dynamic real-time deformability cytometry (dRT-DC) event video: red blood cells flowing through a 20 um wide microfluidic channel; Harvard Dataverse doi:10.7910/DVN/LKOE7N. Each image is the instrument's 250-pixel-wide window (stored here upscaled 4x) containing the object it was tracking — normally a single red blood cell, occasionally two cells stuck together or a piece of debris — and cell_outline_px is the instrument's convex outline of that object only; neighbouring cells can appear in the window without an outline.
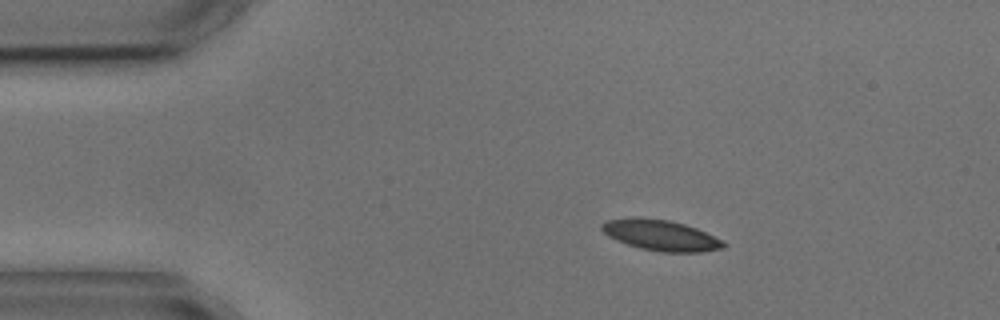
{"species": "common noctule bat (a hibernating species)", "species_latin": "Nyctalus noctula", "temperature_condition": "cold", "stored_images_in_passage": 9, "camera_frame_rate_fps": 3000, "um_per_image_px": 0.085, "animal": {"sex": "male", "body_mass_g": 17.9, "forearm_length_mm": 54.2}, "frame": {"image": 1, "passage_image": 1, "time_ms": 0.0, "image_size_px": [1000, 320], "cell_outline_px": [[728, 244], [724, 248], [700, 252], [660, 252], [640, 248], [616, 240], [608, 236], [600, 228], [600, 224], [604, 220], [668, 220], [684, 224], [696, 228], [724, 240]], "centroid_in_image_um": [56.25, 20.05], "position_along_channel_um": 28.8, "area_um2": 21.15}}
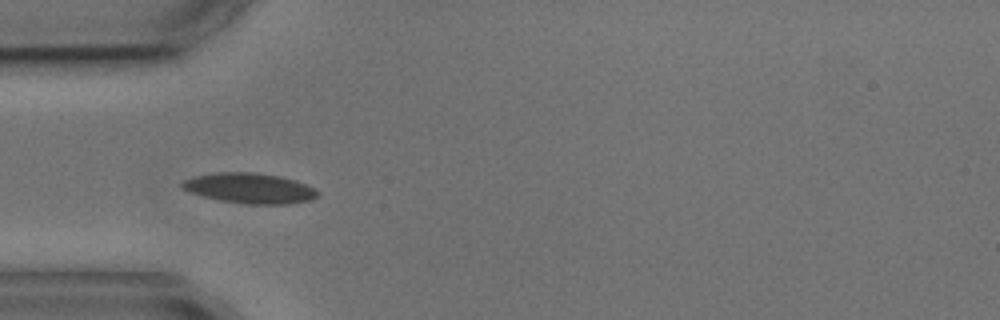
{"frame": {"image": 2, "passage_image": 3, "time_ms": 2.333, "image_size_px": [1000, 320], "cell_outline_px": [[320, 196], [312, 200], [288, 204], [248, 204], [220, 200], [200, 196], [188, 192], [180, 188], [180, 184], [184, 180], [196, 176], [220, 172], [256, 172], [280, 176], [296, 180], [316, 188], [320, 192]], "centroid_in_image_um": [21.26, 16.0], "position_along_channel_um": 63.7, "area_um2": 24.28}}